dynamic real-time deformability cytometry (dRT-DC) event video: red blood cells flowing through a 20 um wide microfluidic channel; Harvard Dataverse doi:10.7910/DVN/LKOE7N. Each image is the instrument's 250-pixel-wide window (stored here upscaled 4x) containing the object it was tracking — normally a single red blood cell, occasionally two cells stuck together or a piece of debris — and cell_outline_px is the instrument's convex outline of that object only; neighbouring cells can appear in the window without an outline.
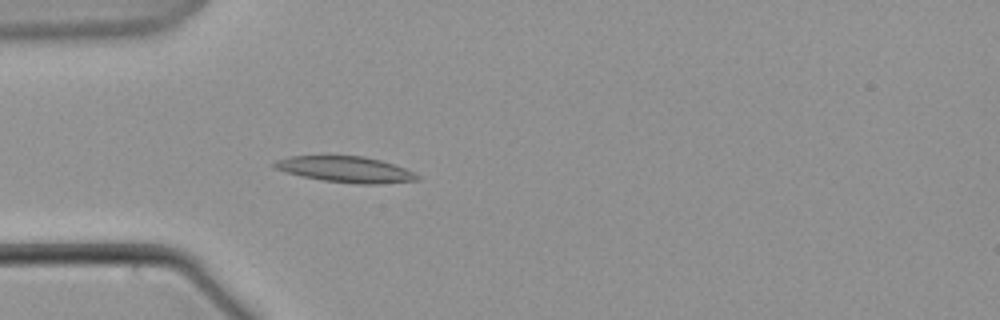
{"species": "common noctule bat (a hibernating species)", "species_latin": "Nyctalus noctula", "temperature_condition": "warm", "stored_images_in_passage": 48, "camera_frame_rate_fps": 3000, "um_per_image_px": 0.085, "animal": {"sex": "male", "body_mass_g": 21.5, "forearm_length_mm": 52.0}, "frame": {"image": 1, "passage_image": 5, "time_ms": 1.333, "image_size_px": [1000, 320], "cell_outline_px": [[420, 180], [380, 184], [356, 184], [320, 180], [284, 172], [272, 168], [272, 164], [276, 160], [292, 156], [364, 156], [380, 160], [404, 168], [420, 176]], "centroid_in_image_um": [29.35, 14.41], "position_along_channel_um": 55.7, "area_um2": 21.68}}
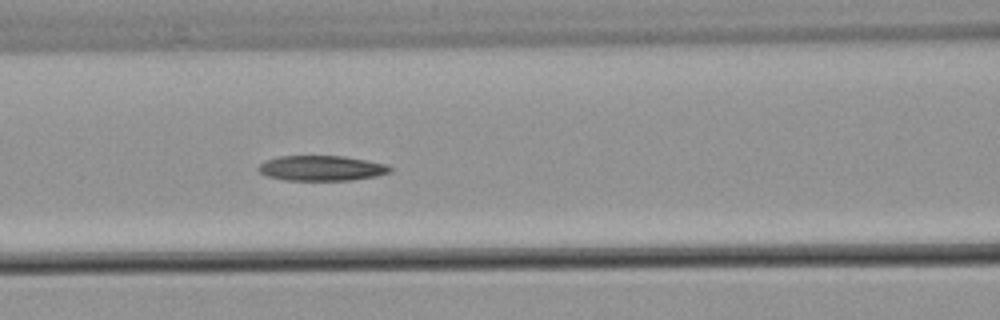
{"frame": {"image": 2, "passage_image": 13, "time_ms": 4.0, "image_size_px": [1000, 320], "cell_outline_px": [[392, 172], [376, 176], [352, 180], [288, 180], [268, 176], [260, 172], [256, 168], [264, 160], [280, 156], [344, 156], [388, 164], [392, 168]], "centroid_in_image_um": [27.35, 14.29], "position_along_channel_um": 139.2, "area_um2": 19.36}}
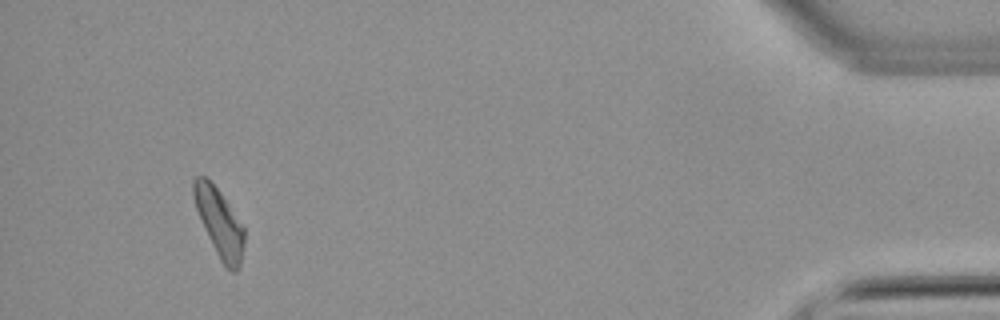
{"frame": {"image": 3, "passage_image": 44, "time_ms": 14.333, "image_size_px": [1000, 320], "cell_outline_px": [[244, 244], [240, 264], [236, 272], [232, 272], [224, 268], [204, 228], [196, 208], [192, 196], [192, 180], [196, 176], [204, 176], [220, 192], [244, 228]], "centroid_in_image_um": [18.63, 18.95], "position_along_channel_um": 416.6, "area_um2": 19.83}}